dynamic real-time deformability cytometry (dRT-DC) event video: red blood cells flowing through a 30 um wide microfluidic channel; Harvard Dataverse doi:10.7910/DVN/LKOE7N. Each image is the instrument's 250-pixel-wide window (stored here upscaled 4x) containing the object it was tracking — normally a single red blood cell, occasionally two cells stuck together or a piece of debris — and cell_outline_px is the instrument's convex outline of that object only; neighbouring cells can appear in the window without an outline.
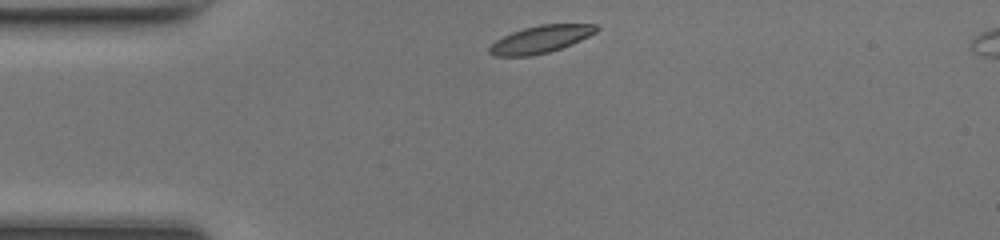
{"species": "common noctule bat (a hibernating species)", "species_latin": "Nyctalus noctula", "temperature_condition": "room temperature", "stored_images_in_passage": 38, "camera_frame_rate_fps": 3000, "um_per_image_px": 0.085, "animal": {"sex": "female", "body_mass_g": 17.0, "forearm_length_mm": 48.0}, "frame": {"image": 1, "passage_image": 1, "time_ms": 0.0, "image_size_px": [1000, 240], "cell_outline_px": [[600, 28], [596, 32], [572, 44], [548, 52], [532, 56], [492, 56], [488, 52], [488, 48], [496, 40], [512, 32], [524, 28], [540, 24], [596, 24]], "centroid_in_image_um": [45.94, 3.34], "position_along_channel_um": 39.1, "area_um2": 16.99}}
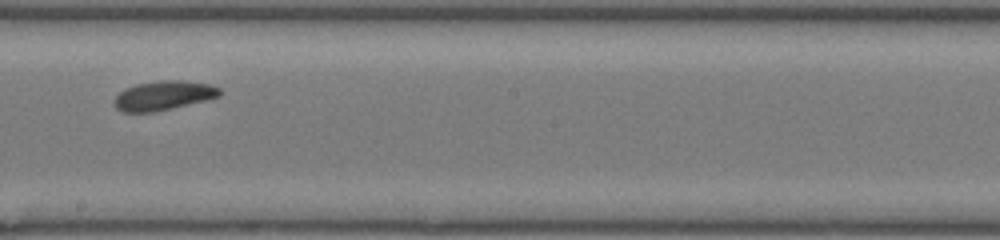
{"frame": {"image": 2, "passage_image": 17, "time_ms": 5.333, "image_size_px": [1000, 240], "cell_outline_px": [[220, 96], [208, 100], [156, 112], [124, 112], [116, 108], [112, 104], [112, 100], [124, 88], [136, 84], [160, 80], [184, 80], [212, 84], [220, 88]], "centroid_in_image_um": [13.9, 8.12], "position_along_channel_um": 234.3, "area_um2": 18.38}}
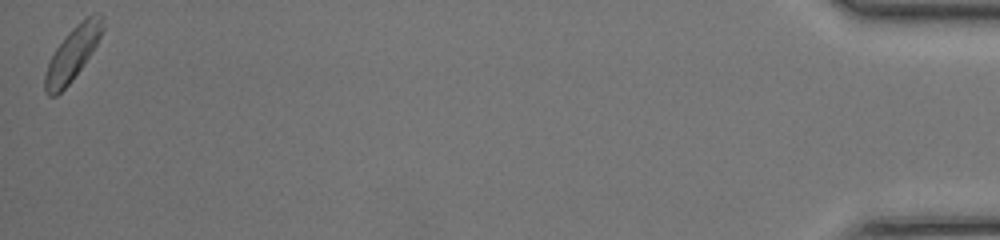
{"frame": {"image": 3, "passage_image": 38, "time_ms": 12.333, "image_size_px": [1000, 240], "cell_outline_px": [[104, 28], [92, 52], [72, 80], [56, 96], [48, 96], [44, 92], [44, 72], [56, 48], [64, 36], [76, 24], [88, 16], [96, 12], [100, 12], [104, 16]], "centroid_in_image_um": [6.17, 4.54], "position_along_channel_um": 429.0, "area_um2": 17.92}, "authors_computed_cell_mechanics": {"area_um2": 17.7157, "velocity_mm_per_s": 4.246, "shape_relaxation_time_tau1_ms": 2.1034, "shape_relaxation_time_tau2_ms": 6.482, "deformation_change_tau1": 0.0897, "deformation_change_tau2": 0.1275}}